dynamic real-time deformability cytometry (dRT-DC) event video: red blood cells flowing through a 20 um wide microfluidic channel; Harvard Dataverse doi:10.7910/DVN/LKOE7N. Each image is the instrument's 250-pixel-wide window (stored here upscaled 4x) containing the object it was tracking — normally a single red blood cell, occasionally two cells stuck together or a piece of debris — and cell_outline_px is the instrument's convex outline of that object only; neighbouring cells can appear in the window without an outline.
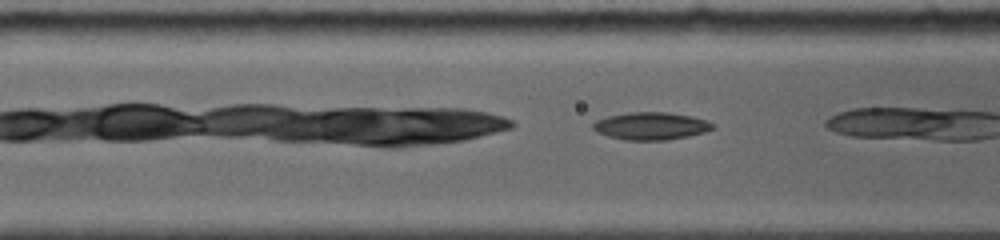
{"species": "common noctule bat (a hibernating species)", "species_latin": "Nyctalus noctula", "temperature_condition": "room temperature", "stored_images_in_passage": 20, "camera_frame_rate_fps": 5000, "um_per_image_px": 0.085, "animal": {"sex": "female", "body_mass_g": 19.0, "forearm_length_mm": 56.7}, "frame": {"image": 1, "passage_image": 6, "time_ms": 1.0, "image_size_px": [1000, 240], "cell_outline_px": [[712, 128], [704, 132], [688, 136], [668, 140], [628, 140], [608, 136], [592, 128], [592, 124], [596, 120], [608, 116], [628, 112], [668, 112], [692, 116], [704, 120], [712, 124]], "centroid_in_image_um": [55.3, 10.7], "position_along_channel_um": 111.3, "area_um2": 18.96}}